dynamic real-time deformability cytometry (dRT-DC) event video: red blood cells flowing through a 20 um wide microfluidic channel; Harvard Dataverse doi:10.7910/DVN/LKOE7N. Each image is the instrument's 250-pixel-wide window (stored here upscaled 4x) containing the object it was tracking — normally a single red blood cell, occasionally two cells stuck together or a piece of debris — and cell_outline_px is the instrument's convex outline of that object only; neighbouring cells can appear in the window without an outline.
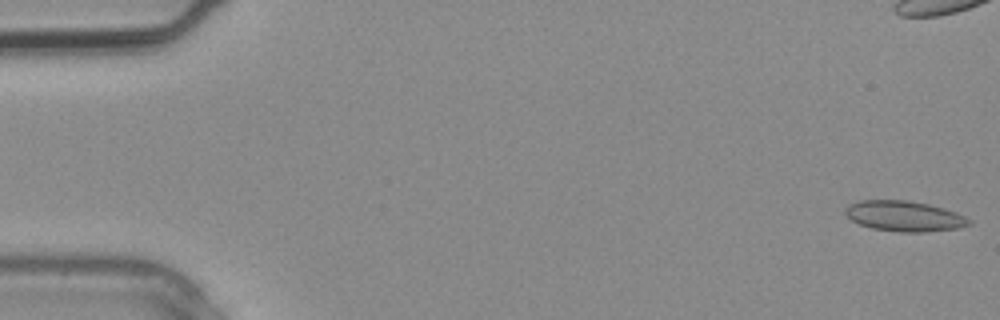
{"species": "common noctule bat (a hibernating species)", "species_latin": "Nyctalus noctula", "temperature_condition": "warm", "stored_images_in_passage": 4, "camera_frame_rate_fps": 3000, "um_per_image_px": 0.085, "animal": {"sex": "male", "body_mass_g": 20.4}, "frame": {"image": 1, "passage_image": 1, "time_ms": 0.0, "image_size_px": [1000, 320], "cell_outline_px": [[972, 224], [960, 228], [924, 232], [900, 232], [872, 228], [860, 224], [852, 220], [844, 212], [844, 208], [848, 204], [860, 200], [908, 200], [928, 204], [944, 208], [956, 212], [972, 220]], "centroid_in_image_um": [76.88, 18.37], "position_along_channel_um": 8.1, "area_um2": 22.08}}